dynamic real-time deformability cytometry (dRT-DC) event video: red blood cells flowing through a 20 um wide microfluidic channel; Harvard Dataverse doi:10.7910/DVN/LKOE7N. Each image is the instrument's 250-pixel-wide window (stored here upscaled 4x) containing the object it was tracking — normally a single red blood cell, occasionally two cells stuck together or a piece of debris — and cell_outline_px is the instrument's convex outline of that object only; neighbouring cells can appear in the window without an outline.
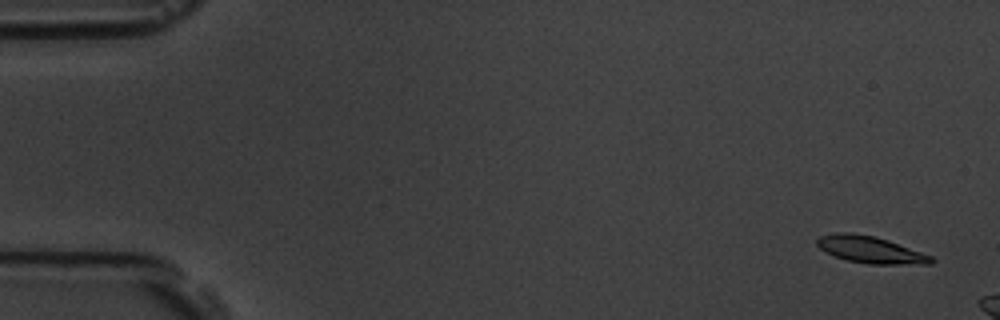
{"species": "common noctule bat (a hibernating species)", "species_latin": "Nyctalus noctula", "temperature_condition": "room temperature", "stored_images_in_passage": 3, "camera_frame_rate_fps": 3000, "um_per_image_px": 0.085, "animal": {"sex": "male", "body_mass_g": 19.5, "forearm_length_mm": 54.6}, "frame": {"image": 1, "passage_image": 1, "time_ms": 0.0, "image_size_px": [1000, 320], "cell_outline_px": [[936, 260], [932, 264], [868, 264], [848, 260], [824, 252], [816, 244], [816, 240], [820, 236], [836, 232], [852, 232], [876, 236], [888, 240], [932, 256]], "centroid_in_image_um": [73.98, 21.21], "position_along_channel_um": 11.0, "area_um2": 17.98}}